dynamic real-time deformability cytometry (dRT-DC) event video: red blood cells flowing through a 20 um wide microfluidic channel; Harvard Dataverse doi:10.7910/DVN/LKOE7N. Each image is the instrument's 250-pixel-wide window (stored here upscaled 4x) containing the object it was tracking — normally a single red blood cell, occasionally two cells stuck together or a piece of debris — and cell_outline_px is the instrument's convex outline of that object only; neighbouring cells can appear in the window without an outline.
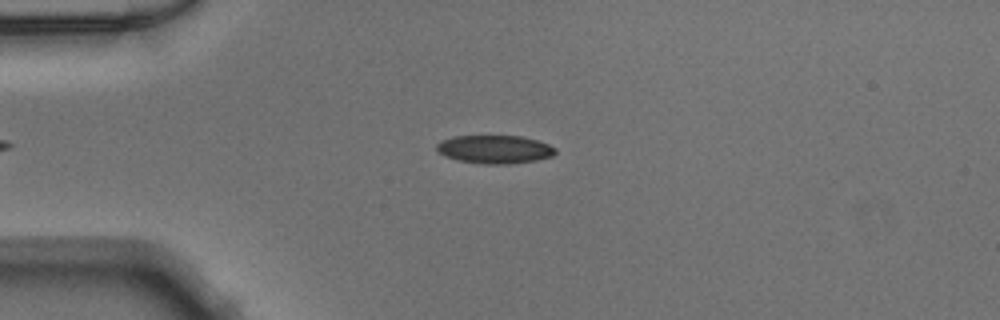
{"species": "Egyptian fruit bat (a non-hibernating species)", "species_latin": "Rousettus aegyptiacus", "temperature_condition": "warm", "stored_images_in_passage": 40, "camera_frame_rate_fps": 3000, "um_per_image_px": 0.085, "animal": {"sex": "male"}, "frame": {"image": 1, "passage_image": 7, "time_ms": 2.0, "image_size_px": [1000, 320], "cell_outline_px": [[556, 152], [552, 156], [536, 160], [508, 164], [484, 164], [460, 160], [448, 156], [440, 152], [436, 148], [436, 144], [452, 136], [524, 136], [548, 144], [556, 148]], "centroid_in_image_um": [42.09, 12.68], "position_along_channel_um": 42.9, "area_um2": 19.31}}
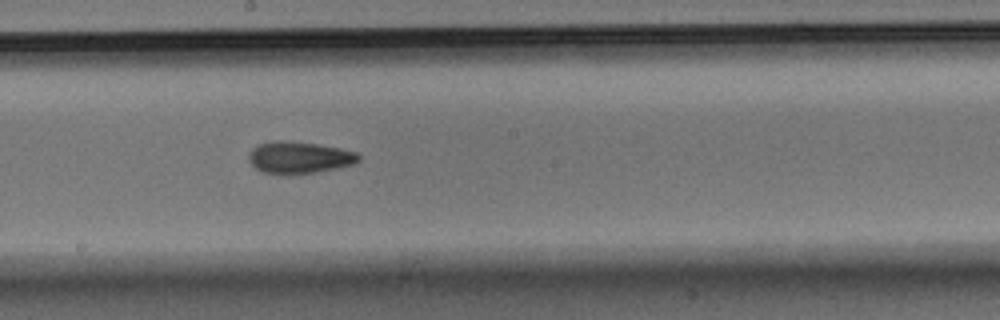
{"frame": {"image": 2, "passage_image": 22, "time_ms": 7.0, "image_size_px": [1000, 320], "cell_outline_px": [[360, 160], [352, 164], [336, 168], [316, 172], [280, 176], [264, 172], [256, 168], [248, 160], [248, 156], [252, 148], [256, 144], [272, 140], [280, 140], [316, 144], [340, 148], [356, 152], [360, 156]], "centroid_in_image_um": [25.38, 13.39], "position_along_channel_um": 222.8, "area_um2": 20.63}}
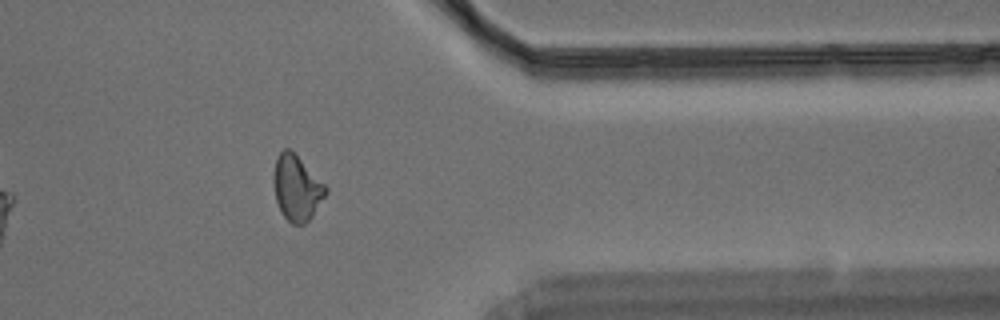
{"frame": {"image": 3, "passage_image": 35, "time_ms": 11.333, "image_size_px": [1000, 320], "cell_outline_px": [[328, 192], [312, 216], [304, 224], [292, 224], [284, 216], [276, 200], [272, 180], [272, 176], [276, 156], [284, 148], [288, 148], [328, 188]], "centroid_in_image_um": [25.19, 15.98], "position_along_channel_um": 386.2, "area_um2": 19.54}}